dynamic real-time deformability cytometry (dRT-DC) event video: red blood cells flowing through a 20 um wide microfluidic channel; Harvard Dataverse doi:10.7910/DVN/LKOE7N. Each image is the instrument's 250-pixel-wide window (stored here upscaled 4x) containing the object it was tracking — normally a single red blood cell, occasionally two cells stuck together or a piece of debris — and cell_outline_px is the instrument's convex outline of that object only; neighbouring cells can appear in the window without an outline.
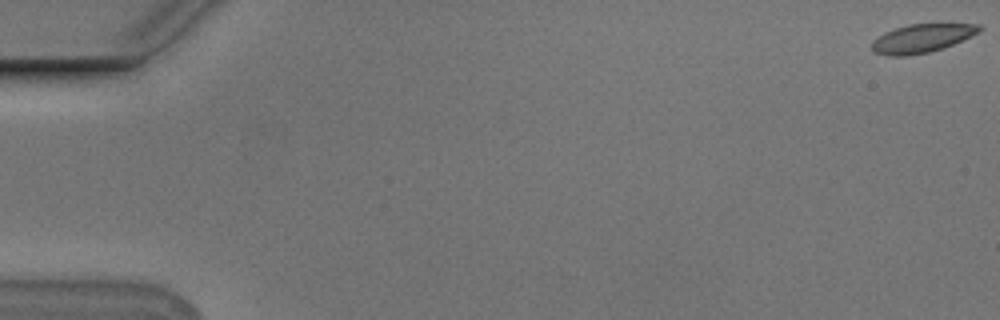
{"species": "Egyptian fruit bat (a non-hibernating species)", "species_latin": "Rousettus aegyptiacus", "temperature_condition": "cold", "stored_images_in_passage": 49, "camera_frame_rate_fps": 3000, "um_per_image_px": 0.085, "animal": {"sex": "male"}, "frame": {"image": 1, "passage_image": 1, "time_ms": 0.0, "image_size_px": [1000, 320], "cell_outline_px": [[984, 28], [980, 32], [972, 36], [944, 48], [928, 52], [908, 56], [888, 56], [872, 52], [872, 40], [884, 32], [908, 24], [980, 24]], "centroid_in_image_um": [78.36, 3.26], "position_along_channel_um": 6.6, "area_um2": 18.03}}
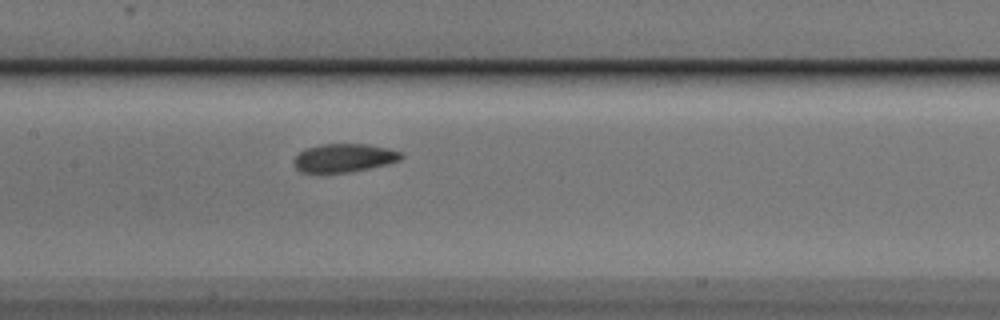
{"frame": {"image": 2, "passage_image": 28, "time_ms": 9.0, "image_size_px": [1000, 320], "cell_outline_px": [[404, 156], [400, 160], [388, 164], [352, 172], [300, 172], [296, 168], [292, 160], [304, 148], [320, 144], [368, 144], [388, 148], [404, 152]], "centroid_in_image_um": [29.27, 13.41], "position_along_channel_um": 178.1, "area_um2": 17.98}}
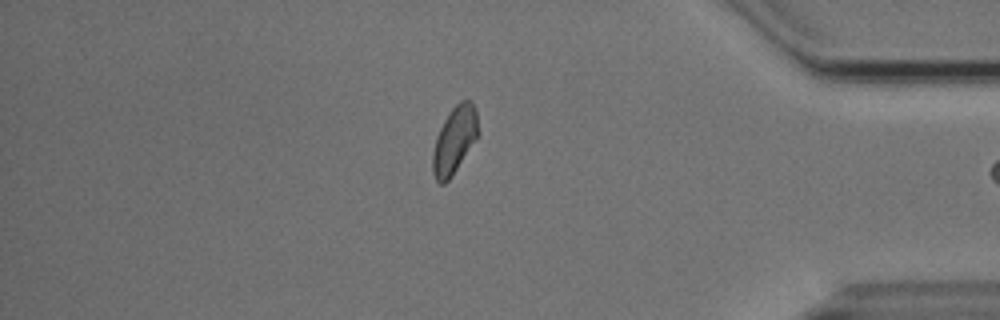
{"frame": {"image": 3, "passage_image": 48, "time_ms": 15.667, "image_size_px": [1000, 320], "cell_outline_px": [[480, 132], [476, 140], [452, 176], [444, 184], [440, 184], [436, 180], [432, 172], [432, 156], [436, 136], [444, 120], [452, 108], [460, 100], [472, 100], [476, 112]], "centroid_in_image_um": [38.64, 11.91], "position_along_channel_um": 396.6, "area_um2": 17.92}}